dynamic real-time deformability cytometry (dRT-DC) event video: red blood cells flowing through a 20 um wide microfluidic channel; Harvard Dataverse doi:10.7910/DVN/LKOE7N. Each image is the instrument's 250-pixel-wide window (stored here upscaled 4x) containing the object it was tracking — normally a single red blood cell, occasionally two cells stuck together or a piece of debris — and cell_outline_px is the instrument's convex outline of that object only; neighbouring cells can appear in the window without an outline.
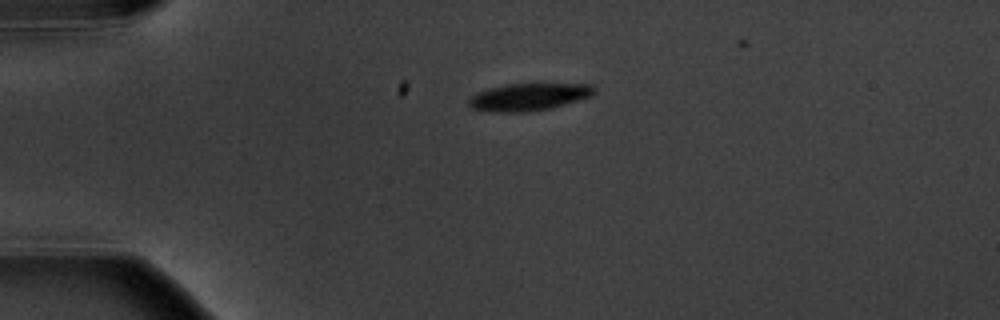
{"species": "common noctule bat (a hibernating species)", "species_latin": "Nyctalus noctula", "temperature_condition": "warm", "stored_images_in_passage": 2, "camera_frame_rate_fps": 3000, "um_per_image_px": 0.085, "animal": {"sex": "male", "body_mass_g": 20.1, "forearm_length_mm": 53.5}, "frame": {"image": 1, "passage_image": 1, "time_ms": 0.0, "image_size_px": [1000, 320], "cell_outline_px": [[596, 92], [592, 96], [548, 108], [524, 112], [492, 112], [472, 108], [468, 104], [468, 100], [476, 92], [488, 88], [504, 84], [592, 84], [596, 88]], "centroid_in_image_um": [44.92, 8.23], "position_along_channel_um": 40.1, "area_um2": 19.88}}